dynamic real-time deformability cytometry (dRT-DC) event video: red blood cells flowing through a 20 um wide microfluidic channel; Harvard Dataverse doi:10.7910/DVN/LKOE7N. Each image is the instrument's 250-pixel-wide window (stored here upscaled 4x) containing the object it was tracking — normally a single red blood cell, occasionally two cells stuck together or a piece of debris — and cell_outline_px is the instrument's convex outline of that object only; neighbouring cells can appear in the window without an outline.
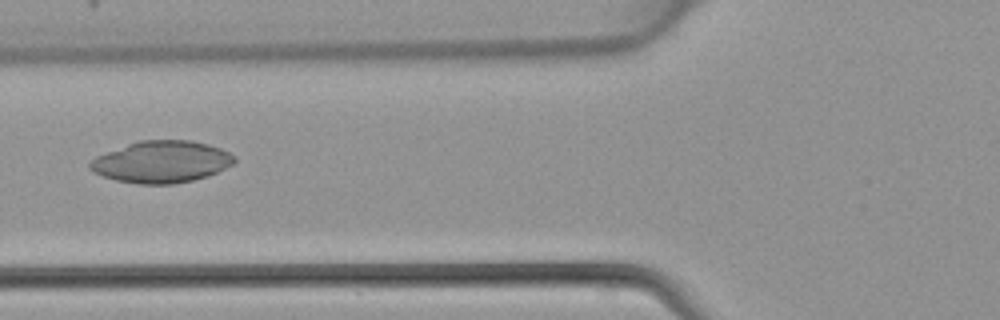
{"species": "common noctule bat (a hibernating species)", "species_latin": "Nyctalus noctula", "temperature_condition": "warm", "stored_images_in_passage": 19, "camera_frame_rate_fps": 3000, "um_per_image_px": 0.085, "animal": {"sex": "female", "body_mass_g": 22.7, "forearm_length_mm": 54.2}, "frame": {"image": 1, "passage_image": 4, "time_ms": 1.0, "image_size_px": [1000, 320], "cell_outline_px": [[236, 160], [232, 164], [208, 176], [192, 180], [172, 184], [140, 184], [116, 180], [92, 172], [88, 168], [88, 164], [96, 156], [128, 144], [140, 140], [192, 140], [208, 144], [220, 148], [236, 156]], "centroid_in_image_um": [13.72, 13.75], "position_along_channel_um": 112.1, "area_um2": 35.08}}
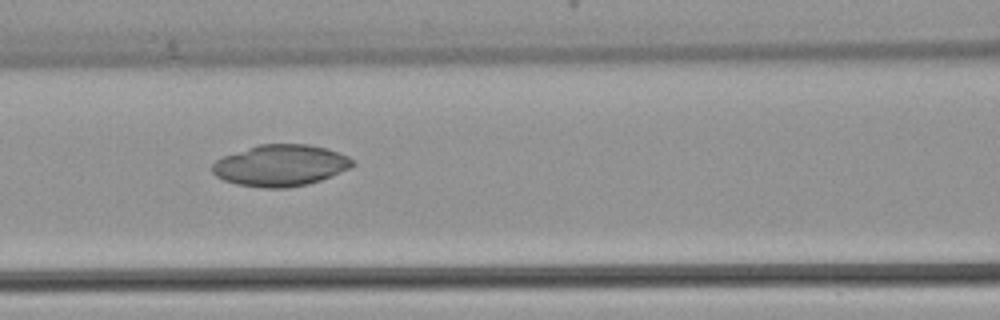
{"frame": {"image": 2, "passage_image": 6, "time_ms": 1.667, "image_size_px": [1000, 320], "cell_outline_px": [[356, 164], [352, 168], [332, 176], [308, 184], [288, 188], [264, 188], [236, 184], [224, 180], [216, 176], [212, 172], [212, 164], [216, 160], [224, 156], [260, 144], [308, 144], [324, 148], [348, 156], [356, 160]], "centroid_in_image_um": [23.88, 14.07], "position_along_channel_um": 142.7, "area_um2": 33.93}}